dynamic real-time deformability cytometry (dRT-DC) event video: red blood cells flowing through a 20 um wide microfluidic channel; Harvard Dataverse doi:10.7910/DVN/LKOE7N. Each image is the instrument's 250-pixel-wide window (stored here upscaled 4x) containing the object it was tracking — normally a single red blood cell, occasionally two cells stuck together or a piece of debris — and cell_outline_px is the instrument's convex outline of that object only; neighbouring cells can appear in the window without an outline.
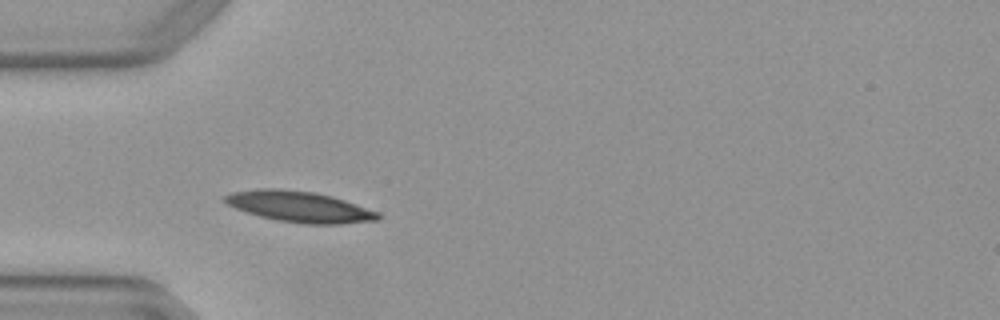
{"species": "Egyptian fruit bat (a non-hibernating species)", "species_latin": "Rousettus aegyptiacus", "temperature_condition": "warm", "stored_images_in_passage": 4, "camera_frame_rate_fps": 3000, "um_per_image_px": 0.085, "animal": {"sex": "female"}, "frame": {"image": 1, "passage_image": 3, "time_ms": 0.667, "image_size_px": [1000, 320], "cell_outline_px": [[380, 220], [340, 224], [304, 224], [276, 220], [260, 216], [236, 208], [228, 204], [224, 200], [224, 196], [232, 192], [260, 188], [280, 188], [316, 192], [332, 196], [380, 212]], "centroid_in_image_um": [25.49, 17.56], "position_along_channel_um": 59.5, "area_um2": 27.63}}
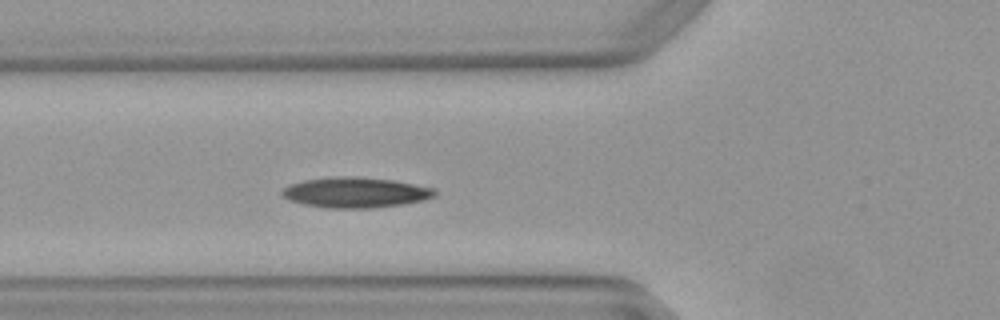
{"frame": {"image": 2, "passage_image": 4, "time_ms": 1.0, "image_size_px": [1000, 320], "cell_outline_px": [[436, 196], [424, 200], [400, 204], [372, 208], [324, 208], [304, 204], [288, 200], [280, 192], [288, 184], [304, 180], [340, 176], [352, 176], [392, 180], [436, 188]], "centroid_in_image_um": [30.21, 16.36], "position_along_channel_um": 95.6, "area_um2": 27.05}}